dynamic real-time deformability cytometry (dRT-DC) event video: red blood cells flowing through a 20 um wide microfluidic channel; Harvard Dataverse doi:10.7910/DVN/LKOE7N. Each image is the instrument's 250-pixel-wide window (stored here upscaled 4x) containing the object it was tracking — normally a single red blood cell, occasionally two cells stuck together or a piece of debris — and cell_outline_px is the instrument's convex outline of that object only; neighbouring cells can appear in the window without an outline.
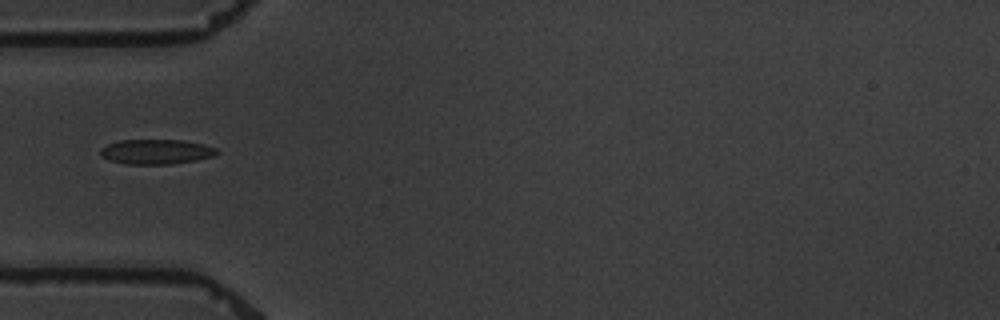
{"species": "common noctule bat (a hibernating species)", "species_latin": "Nyctalus noctula", "temperature_condition": "warm", "stored_images_in_passage": 5, "camera_frame_rate_fps": 3000, "um_per_image_px": 0.085, "animal": {"sex": "male", "body_mass_g": 19.5, "forearm_length_mm": 54.6}, "frame": {"image": 1, "passage_image": 4, "time_ms": 3.333, "image_size_px": [1000, 320], "cell_outline_px": [[220, 152], [216, 156], [196, 160], [172, 164], [124, 164], [108, 160], [100, 156], [100, 148], [108, 144], [120, 140], [180, 140], [204, 144], [216, 148]], "centroid_in_image_um": [13.28, 12.9], "position_along_channel_um": 71.7, "area_um2": 17.05}}
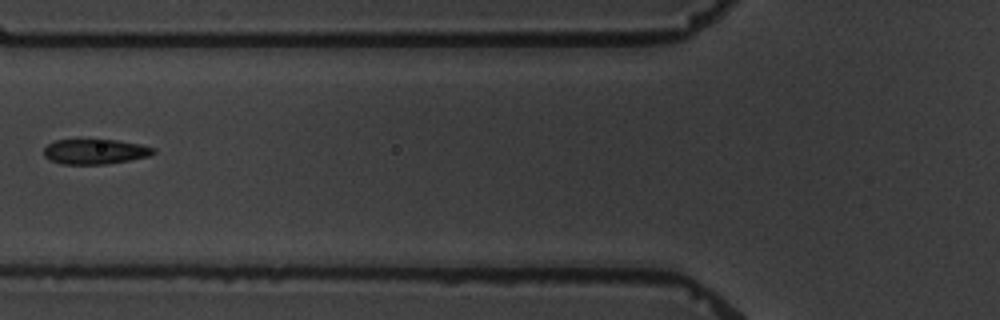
{"frame": {"image": 2, "passage_image": 5, "time_ms": 4.667, "image_size_px": [1000, 320], "cell_outline_px": [[156, 152], [152, 156], [108, 164], [60, 164], [48, 160], [44, 156], [44, 148], [48, 144], [56, 140], [116, 140], [140, 144], [156, 148]], "centroid_in_image_um": [8.1, 12.9], "position_along_channel_um": 117.7, "area_um2": 16.18}}